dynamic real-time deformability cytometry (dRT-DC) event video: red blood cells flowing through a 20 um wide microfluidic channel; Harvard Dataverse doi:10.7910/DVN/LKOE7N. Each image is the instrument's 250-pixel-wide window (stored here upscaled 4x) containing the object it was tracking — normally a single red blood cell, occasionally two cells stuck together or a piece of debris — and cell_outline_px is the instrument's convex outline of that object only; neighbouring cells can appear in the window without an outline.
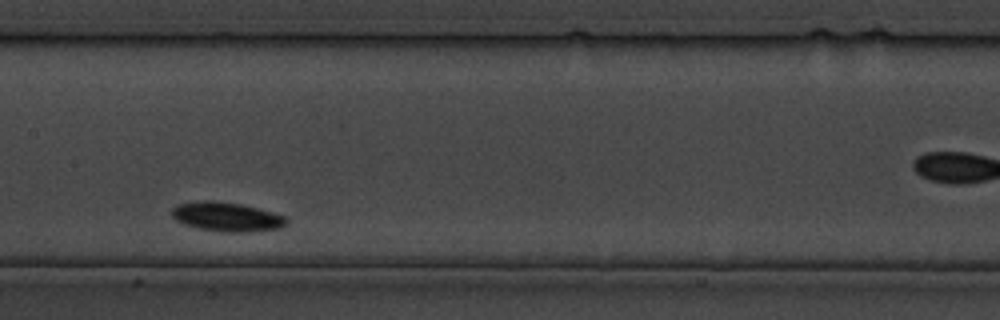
{"species": "common noctule bat (a hibernating species)", "species_latin": "Nyctalus noctula", "temperature_condition": "cold", "stored_images_in_passage": 24, "camera_frame_rate_fps": 3000, "um_per_image_px": 0.085, "animal": {"sex": "male", "body_mass_g": 19.5, "forearm_length_mm": 54.6}, "frame": {"image": 1, "passage_image": 11, "time_ms": 12.667, "image_size_px": [1000, 320], "cell_outline_px": [[288, 224], [280, 228], [252, 232], [220, 232], [196, 228], [184, 224], [176, 220], [172, 216], [172, 208], [180, 204], [204, 200], [212, 200], [240, 204], [288, 216]], "centroid_in_image_um": [19.31, 18.44], "position_along_channel_um": 188.1, "area_um2": 19.65}}